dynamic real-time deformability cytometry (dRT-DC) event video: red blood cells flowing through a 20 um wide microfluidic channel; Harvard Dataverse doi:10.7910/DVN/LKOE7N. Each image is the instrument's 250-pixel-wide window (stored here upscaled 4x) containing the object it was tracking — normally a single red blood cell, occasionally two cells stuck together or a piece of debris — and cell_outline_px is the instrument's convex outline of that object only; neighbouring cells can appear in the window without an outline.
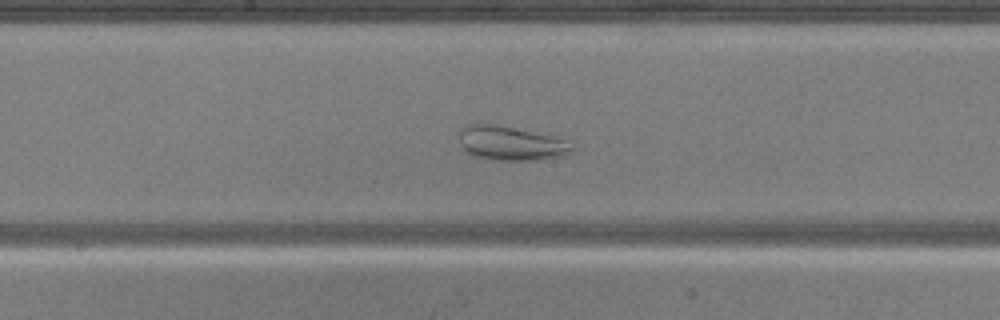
{"species": "common noctule bat (a hibernating species)", "species_latin": "Nyctalus noctula", "temperature_condition": "warm", "stored_images_in_passage": 50, "camera_frame_rate_fps": 3000, "um_per_image_px": 0.085, "animal": {"sex": "male", "body_mass_g": 20.5, "forearm_length_mm": 52.5}, "frame": {"image": 1, "passage_image": 25, "time_ms": 8.0, "image_size_px": [1000, 320], "cell_outline_px": [[572, 152], [564, 156], [536, 160], [492, 160], [472, 156], [464, 152], [460, 144], [460, 132], [468, 124], [496, 124], [552, 136], [564, 140], [572, 148]], "centroid_in_image_um": [43.37, 12.2], "position_along_channel_um": 204.8, "area_um2": 22.37}}
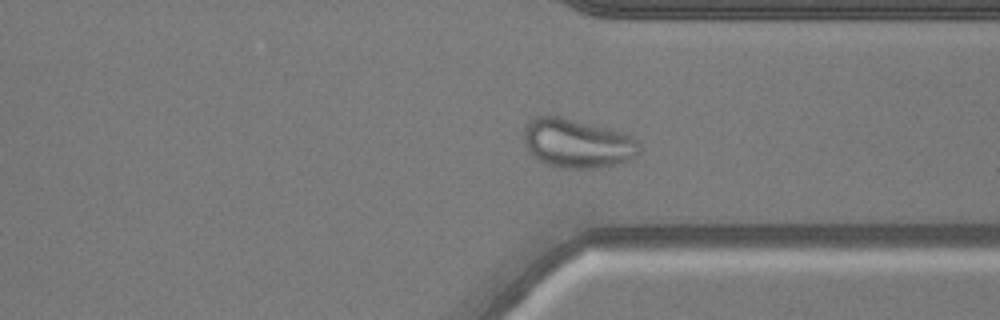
{"frame": {"image": 2, "passage_image": 37, "time_ms": 12.0, "image_size_px": [1000, 320], "cell_outline_px": [[640, 152], [636, 156], [628, 160], [616, 164], [596, 168], [560, 168], [548, 164], [540, 160], [528, 152], [524, 144], [524, 128], [536, 116], [560, 116], [624, 132], [636, 140], [640, 144]], "centroid_in_image_um": [49.07, 12.18], "position_along_channel_um": 362.3, "area_um2": 32.95}}
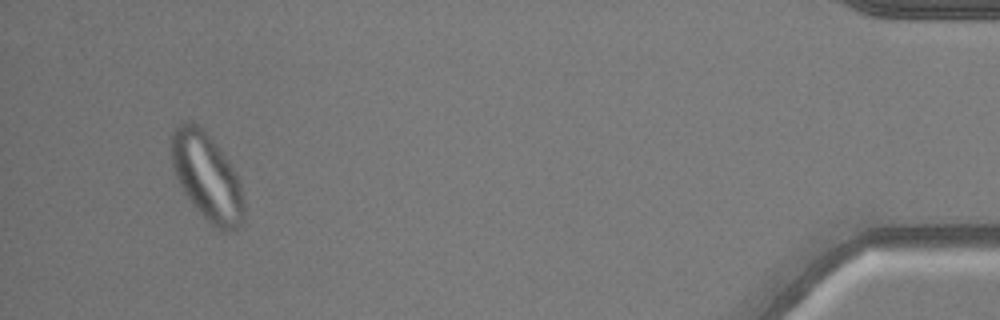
{"frame": {"image": 3, "passage_image": 47, "time_ms": 15.333, "image_size_px": [1000, 320], "cell_outline_px": [[244, 220], [236, 228], [228, 232], [220, 232], [196, 208], [184, 192], [176, 176], [172, 164], [172, 132], [176, 124], [184, 120], [192, 120], [200, 124], [228, 160], [236, 172], [240, 184], [244, 200]], "centroid_in_image_um": [17.6, 14.99], "position_along_channel_um": 417.6, "area_um2": 36.93}}